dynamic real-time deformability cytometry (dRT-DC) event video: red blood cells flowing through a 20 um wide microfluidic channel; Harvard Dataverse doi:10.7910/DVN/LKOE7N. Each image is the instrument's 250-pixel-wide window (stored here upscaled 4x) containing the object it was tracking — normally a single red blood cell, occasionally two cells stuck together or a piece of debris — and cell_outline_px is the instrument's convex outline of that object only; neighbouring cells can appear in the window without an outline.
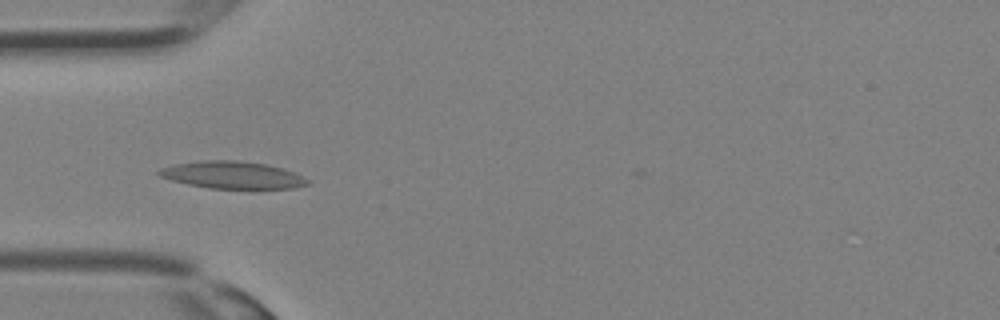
{"species": "Egyptian fruit bat (a non-hibernating species)", "species_latin": "Rousettus aegyptiacus", "temperature_condition": "room temperature", "stored_images_in_passage": 24, "camera_frame_rate_fps": 3000, "um_per_image_px": 0.085, "animal": {"sex": "female"}, "frame": {"image": 1, "passage_image": 1, "time_ms": 0.0, "image_size_px": [1000, 320], "cell_outline_px": [[312, 184], [292, 188], [208, 188], [188, 184], [172, 180], [160, 176], [156, 172], [160, 168], [176, 164], [204, 160], [236, 160], [264, 164], [280, 168], [292, 172], [308, 180]], "centroid_in_image_um": [19.72, 14.87], "position_along_channel_um": 65.3, "area_um2": 23.18}}
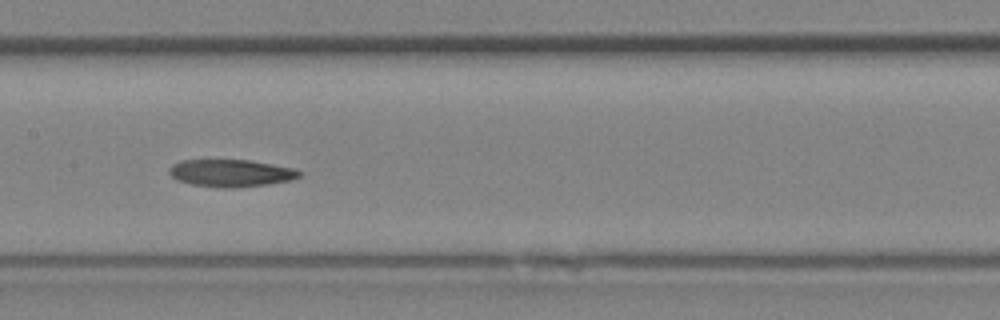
{"frame": {"image": 2, "passage_image": 7, "time_ms": 2.0, "image_size_px": [1000, 320], "cell_outline_px": [[304, 172], [300, 176], [288, 180], [268, 184], [232, 188], [220, 188], [192, 184], [176, 180], [168, 172], [168, 168], [172, 164], [180, 160], [248, 160], [296, 168]], "centroid_in_image_um": [19.61, 14.71], "position_along_channel_um": 187.8, "area_um2": 20.81}}
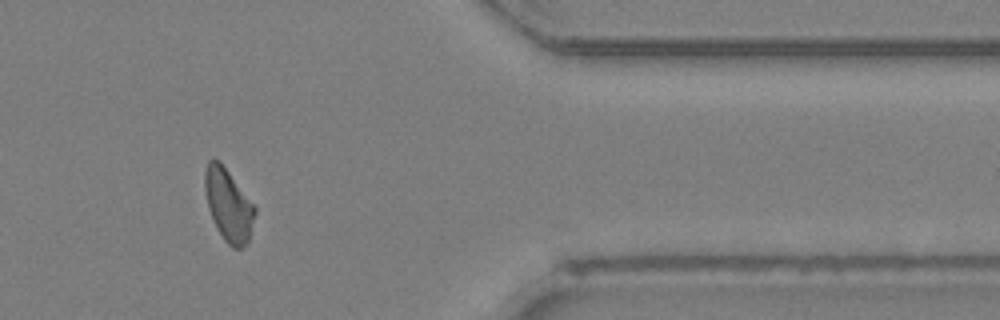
{"frame": {"image": 3, "passage_image": 18, "time_ms": 5.667, "image_size_px": [1000, 320], "cell_outline_px": [[256, 212], [248, 244], [240, 248], [232, 248], [224, 240], [216, 228], [208, 208], [204, 188], [204, 168], [208, 160], [220, 160], [256, 204]], "centroid_in_image_um": [19.43, 17.4], "position_along_channel_um": 392.0, "area_um2": 21.73}}